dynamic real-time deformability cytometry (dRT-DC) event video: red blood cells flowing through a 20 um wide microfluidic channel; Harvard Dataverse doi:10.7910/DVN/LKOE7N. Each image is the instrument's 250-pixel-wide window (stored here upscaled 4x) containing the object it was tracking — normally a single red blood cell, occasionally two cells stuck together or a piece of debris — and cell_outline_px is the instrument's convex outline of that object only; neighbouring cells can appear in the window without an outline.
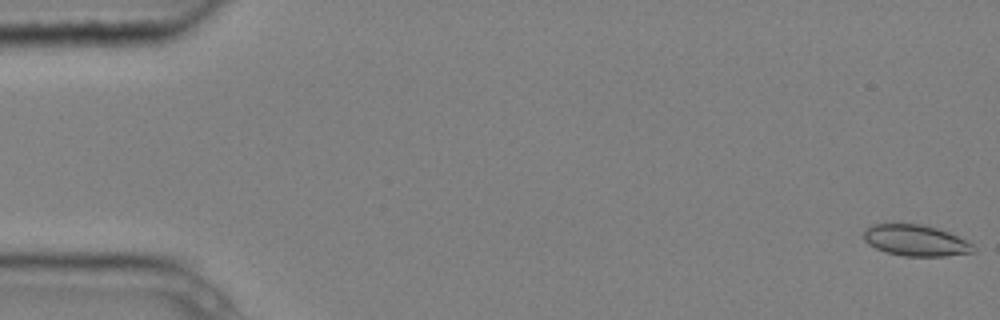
{"species": "common noctule bat (a hibernating species)", "species_latin": "Nyctalus noctula", "temperature_condition": "cold", "stored_images_in_passage": 5, "camera_frame_rate_fps": 3000, "um_per_image_px": 0.085, "animal": {"sex": "male", "body_mass_g": 20.4}, "frame": {"image": 1, "passage_image": 5, "time_ms": 1.333, "image_size_px": [1000, 320], "cell_outline_px": [[976, 252], [944, 256], [904, 256], [888, 252], [876, 248], [868, 244], [864, 240], [864, 228], [872, 224], [920, 224], [936, 228], [948, 232], [968, 240], [976, 248]], "centroid_in_image_um": [77.85, 20.44], "position_along_channel_um": 7.1, "area_um2": 19.94}}